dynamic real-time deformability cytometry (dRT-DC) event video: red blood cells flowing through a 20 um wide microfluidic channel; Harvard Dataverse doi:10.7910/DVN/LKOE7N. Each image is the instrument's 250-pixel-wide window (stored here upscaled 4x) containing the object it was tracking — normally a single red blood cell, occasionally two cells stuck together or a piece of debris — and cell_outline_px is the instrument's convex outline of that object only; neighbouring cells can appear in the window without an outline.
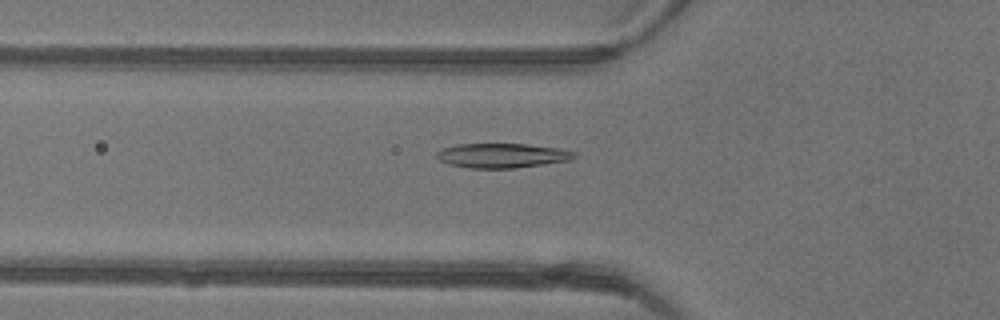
{"species": "common noctule bat (a hibernating species)", "species_latin": "Nyctalus noctula", "temperature_condition": "warm", "stored_images_in_passage": 47, "camera_frame_rate_fps": 3000, "um_per_image_px": 0.085, "animal": {"sex": "female"}, "frame": {"image": 1, "passage_image": 17, "time_ms": 5.333, "image_size_px": [1000, 320], "cell_outline_px": [[576, 156], [568, 160], [516, 168], [468, 168], [448, 164], [440, 160], [436, 156], [436, 152], [444, 148], [456, 144], [528, 144], [560, 148], [576, 152]], "centroid_in_image_um": [42.66, 13.22], "position_along_channel_um": 83.1, "area_um2": 19.59}}
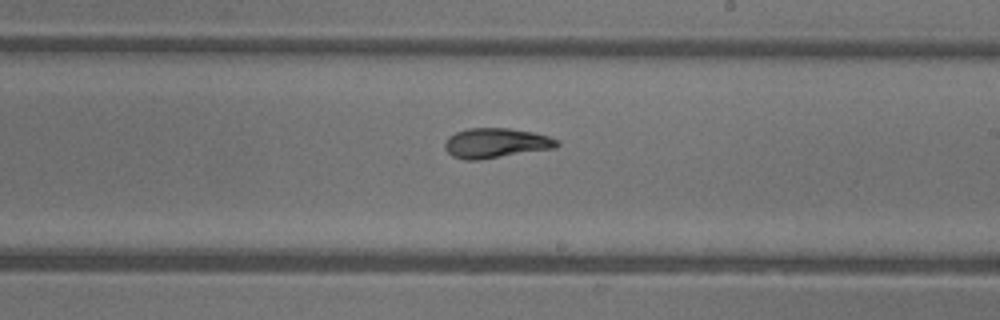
{"frame": {"image": 2, "passage_image": 28, "time_ms": 9.0, "image_size_px": [1000, 320], "cell_outline_px": [[560, 144], [556, 148], [480, 160], [464, 160], [452, 156], [444, 148], [444, 144], [448, 136], [456, 132], [468, 128], [508, 128], [532, 132], [548, 136], [560, 140]], "centroid_in_image_um": [42.15, 12.17], "position_along_channel_um": 246.8, "area_um2": 19.71}}
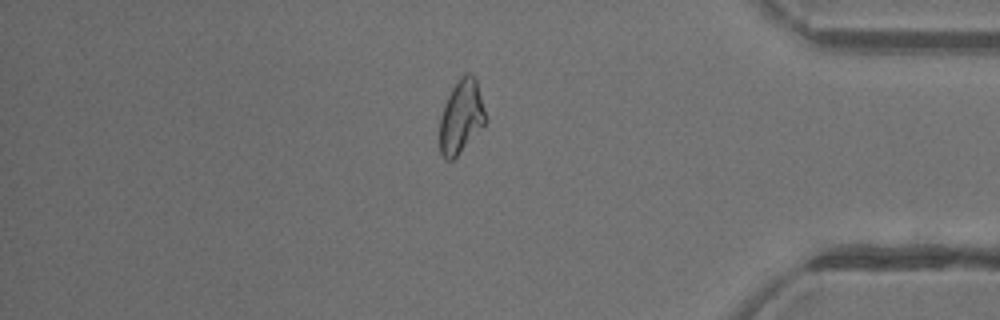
{"frame": {"image": 3, "passage_image": 40, "time_ms": 13.0, "image_size_px": [1000, 320], "cell_outline_px": [[488, 120], [456, 156], [452, 160], [444, 160], [440, 152], [440, 116], [444, 104], [452, 88], [460, 76], [464, 72], [468, 72], [476, 76]], "centroid_in_image_um": [39.21, 9.86], "position_along_channel_um": 396.0, "area_um2": 19.77}, "authors_computed_cell_mechanics": {"area_um2": 19.7676, "velocity_mm_per_s": 4.4442, "shape_relaxation_time_tau1_ms": null, "shape_relaxation_time_tau2_ms": 2.5519, "deformation_change_tau1": null, "deformation_change_tau2": 0.0726}}